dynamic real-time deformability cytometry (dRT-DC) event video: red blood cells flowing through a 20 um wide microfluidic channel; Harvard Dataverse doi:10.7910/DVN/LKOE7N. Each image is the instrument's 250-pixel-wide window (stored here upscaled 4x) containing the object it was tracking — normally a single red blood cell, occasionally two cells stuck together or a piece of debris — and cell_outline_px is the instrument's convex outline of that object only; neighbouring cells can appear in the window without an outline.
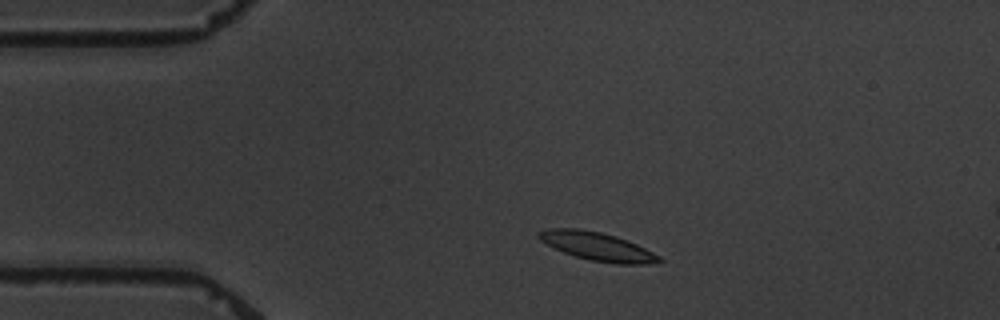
{"species": "common noctule bat (a hibernating species)", "species_latin": "Nyctalus noctula", "temperature_condition": "warm", "stored_images_in_passage": 4, "segment_of_instrument_passage": [1, 2], "camera_frame_rate_fps": 3000, "um_per_image_px": 0.085, "animal": {"sex": "male", "body_mass_g": 19.5, "forearm_length_mm": 54.6}, "frame": {"image": 1, "passage_image": 2, "time_ms": 1.333, "image_size_px": [1000, 320], "cell_outline_px": [[664, 260], [644, 264], [616, 264], [592, 260], [576, 256], [564, 252], [540, 240], [536, 236], [536, 232], [548, 228], [580, 228], [600, 232], [616, 236], [628, 240], [660, 256]], "centroid_in_image_um": [50.75, 20.92], "position_along_channel_um": 34.3, "area_um2": 19.71}}